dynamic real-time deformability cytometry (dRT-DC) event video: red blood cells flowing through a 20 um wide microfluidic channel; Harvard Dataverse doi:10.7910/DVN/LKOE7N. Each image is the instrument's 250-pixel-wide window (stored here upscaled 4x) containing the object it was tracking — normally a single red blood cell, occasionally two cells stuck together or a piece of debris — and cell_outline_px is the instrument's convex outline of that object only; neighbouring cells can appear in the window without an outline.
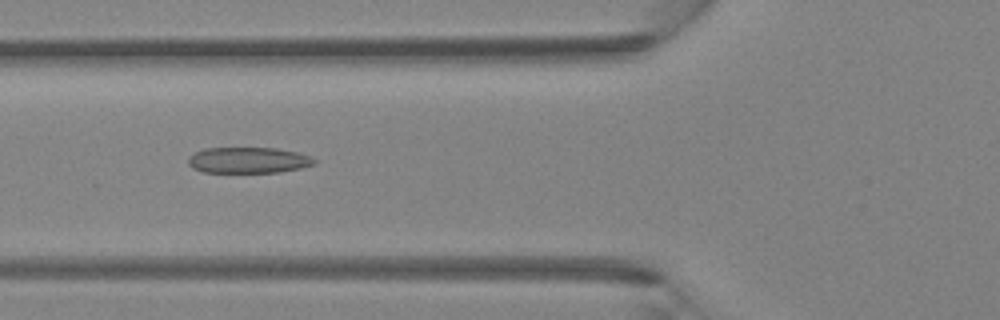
{"species": "Egyptian fruit bat (a non-hibernating species)", "species_latin": "Rousettus aegyptiacus", "temperature_condition": "room temperature", "stored_images_in_passage": 4, "camera_frame_rate_fps": 3000, "um_per_image_px": 0.085, "animal": {"sex": "female"}, "frame": {"image": 1, "passage_image": 4, "time_ms": 1.0, "image_size_px": [1000, 320], "cell_outline_px": [[316, 164], [300, 168], [280, 172], [204, 172], [192, 168], [188, 164], [188, 156], [204, 148], [276, 148], [296, 152], [308, 156], [316, 160]], "centroid_in_image_um": [21.08, 13.62], "position_along_channel_um": 104.7, "area_um2": 19.02}}